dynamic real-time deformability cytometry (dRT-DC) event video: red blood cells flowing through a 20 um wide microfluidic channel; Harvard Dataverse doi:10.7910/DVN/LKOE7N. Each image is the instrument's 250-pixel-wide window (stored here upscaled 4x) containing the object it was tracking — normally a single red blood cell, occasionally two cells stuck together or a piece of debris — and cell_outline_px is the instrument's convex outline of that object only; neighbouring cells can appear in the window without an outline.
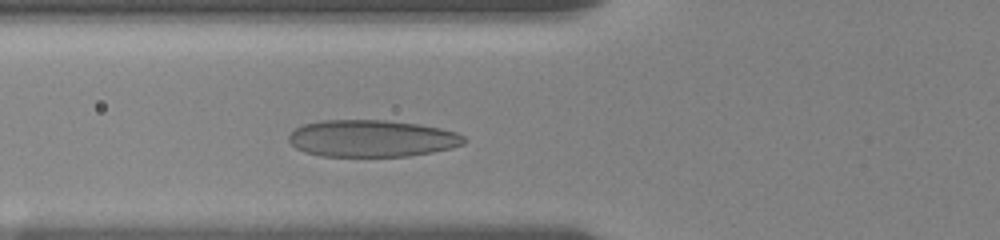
{"species": "human", "species_latin": "Homo sapiens", "temperature_condition": "room temperature", "stored_images_in_passage": 40, "camera_frame_rate_fps": 3000, "um_per_image_px": 0.085, "donor": {"sex": "female"}, "frame": {"image": 1, "passage_image": 13, "time_ms": 4.0, "image_size_px": [1000, 240], "cell_outline_px": [[468, 140], [464, 144], [452, 148], [432, 152], [408, 156], [320, 156], [304, 152], [296, 148], [288, 140], [288, 136], [296, 128], [304, 124], [324, 120], [384, 120], [420, 124], [440, 128], [456, 132], [464, 136]], "centroid_in_image_um": [31.63, 11.77], "position_along_channel_um": 94.2, "area_um2": 37.86}}
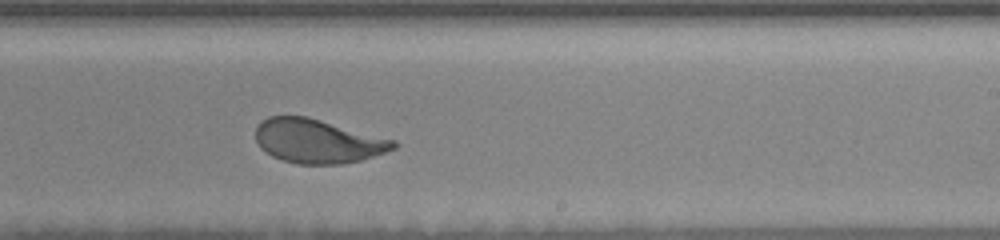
{"frame": {"image": 2, "passage_image": 27, "time_ms": 8.667, "image_size_px": [1000, 240], "cell_outline_px": [[396, 148], [360, 160], [340, 164], [296, 164], [272, 156], [260, 148], [256, 140], [256, 128], [260, 120], [268, 116], [308, 116], [396, 140]], "centroid_in_image_um": [26.98, 11.98], "position_along_channel_um": 262.0, "area_um2": 35.37}}
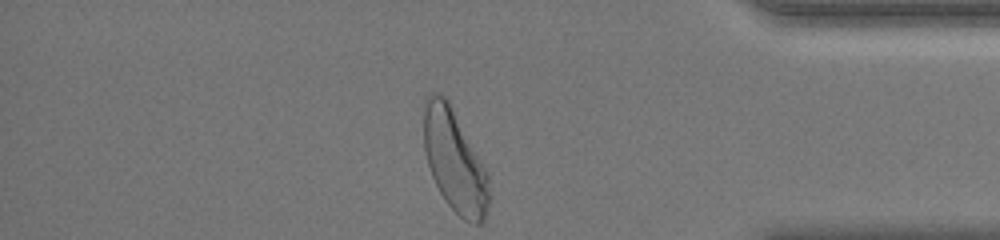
{"frame": {"image": 3, "passage_image": 40, "time_ms": 13.0, "image_size_px": [1000, 240], "cell_outline_px": [[492, 196], [484, 220], [480, 224], [472, 224], [464, 220], [444, 200], [432, 176], [424, 152], [424, 100], [432, 92], [440, 92], [448, 100], [488, 172]], "centroid_in_image_um": [38.67, 13.71], "position_along_channel_um": 396.5, "area_um2": 39.3}, "authors_computed_cell_mechanics": {"area_um2": 36.2984, "velocity_mm_per_s": 3.5894, "shape_relaxation_time_tau1_ms": 3.601, "shape_relaxation_time_tau2_ms": 0.8335, "deformation_change_tau1": 0.158, "deformation_change_tau2": 0.0639}}